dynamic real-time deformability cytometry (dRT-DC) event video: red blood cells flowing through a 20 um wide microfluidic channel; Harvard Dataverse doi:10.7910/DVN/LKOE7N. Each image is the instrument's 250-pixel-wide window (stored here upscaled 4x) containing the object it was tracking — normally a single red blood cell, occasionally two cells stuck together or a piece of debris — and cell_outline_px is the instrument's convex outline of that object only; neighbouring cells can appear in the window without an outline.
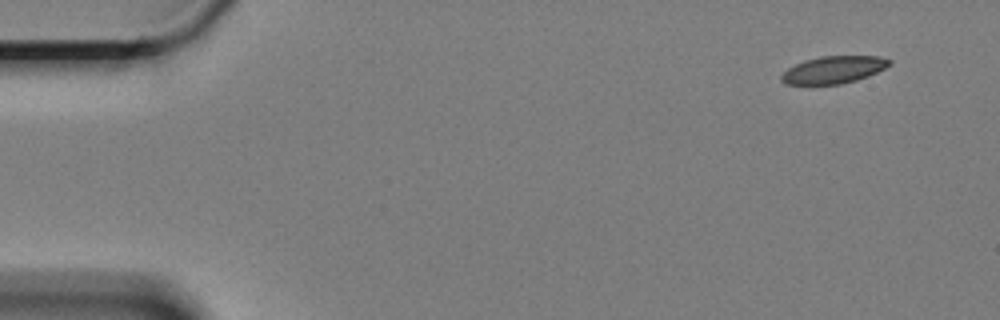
{"species": "Egyptian fruit bat (a non-hibernating species)", "species_latin": "Rousettus aegyptiacus", "temperature_condition": "cold", "stored_images_in_passage": 57, "camera_frame_rate_fps": 3000, "um_per_image_px": 0.085, "animal": {"sex": "female"}, "frame": {"image": 1, "passage_image": 1, "time_ms": 0.0, "image_size_px": [1000, 320], "cell_outline_px": [[892, 64], [868, 76], [856, 80], [840, 84], [784, 84], [780, 80], [780, 76], [788, 68], [804, 60], [820, 56], [880, 56], [892, 60]], "centroid_in_image_um": [70.86, 5.92], "position_along_channel_um": 14.1, "area_um2": 17.17}}
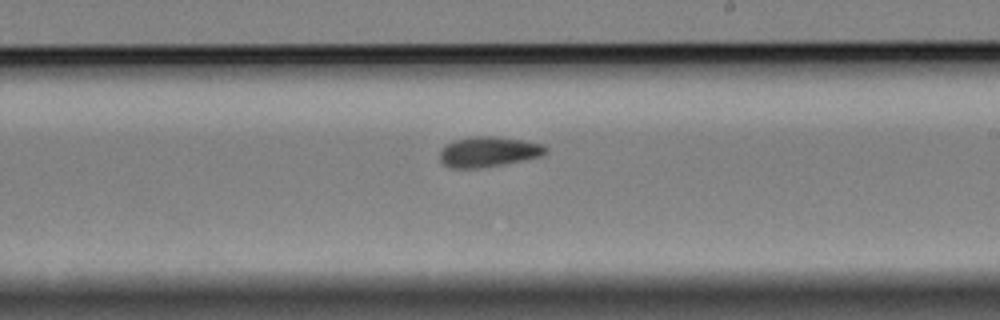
{"frame": {"image": 2, "passage_image": 32, "time_ms": 10.333, "image_size_px": [1000, 320], "cell_outline_px": [[548, 152], [540, 156], [524, 160], [504, 164], [480, 168], [452, 168], [444, 164], [440, 160], [440, 148], [444, 144], [452, 140], [472, 136], [496, 136], [524, 140], [544, 144], [548, 148]], "centroid_in_image_um": [41.51, 12.88], "position_along_channel_um": 247.5, "area_um2": 19.02}}
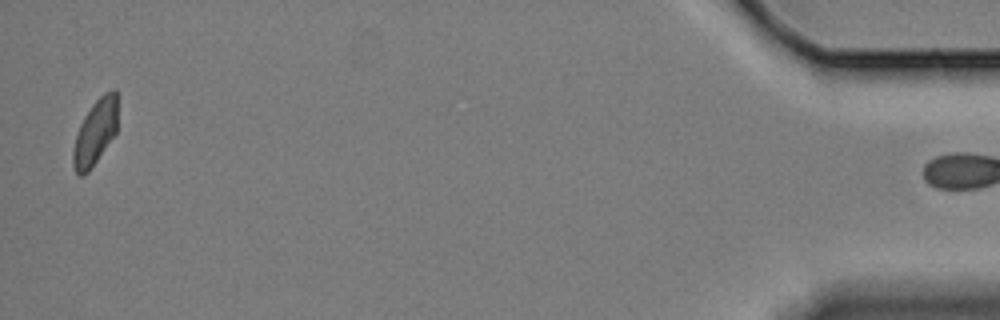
{"frame": {"image": 3, "passage_image": 56, "time_ms": 18.333, "image_size_px": [1000, 320], "cell_outline_px": [[116, 132], [88, 172], [84, 176], [80, 176], [76, 172], [72, 164], [72, 152], [76, 136], [80, 124], [84, 116], [92, 104], [104, 92], [112, 88], [116, 88]], "centroid_in_image_um": [8.07, 11.24], "position_along_channel_um": 427.1, "area_um2": 16.76}}